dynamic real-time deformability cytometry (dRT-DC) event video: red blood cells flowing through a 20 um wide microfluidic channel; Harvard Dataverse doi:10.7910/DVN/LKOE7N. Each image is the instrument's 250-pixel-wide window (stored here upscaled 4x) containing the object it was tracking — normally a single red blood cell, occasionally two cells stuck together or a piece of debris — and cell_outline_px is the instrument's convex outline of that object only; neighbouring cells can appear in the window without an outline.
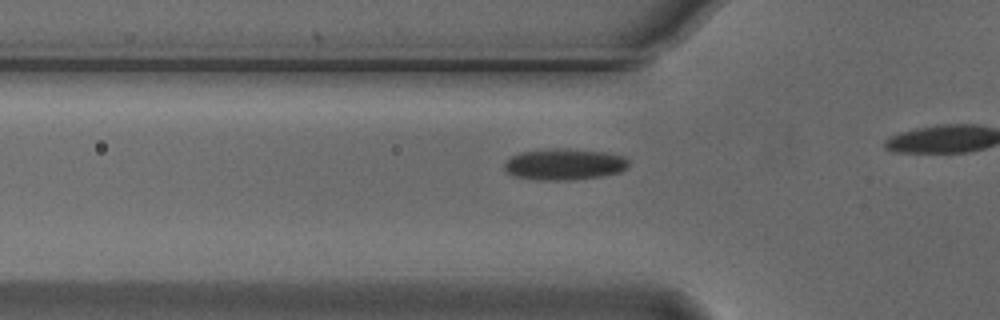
{"species": "Egyptian fruit bat (a non-hibernating species)", "species_latin": "Rousettus aegyptiacus", "temperature_condition": "cold", "stored_images_in_passage": 19, "camera_frame_rate_fps": 3000, "um_per_image_px": 0.085, "animal": {"sex": "male"}, "frame": {"image": 1, "passage_image": 14, "time_ms": 4.333, "image_size_px": [1000, 320], "cell_outline_px": [[628, 168], [620, 172], [604, 176], [568, 180], [536, 180], [512, 176], [504, 168], [504, 164], [512, 156], [520, 152], [548, 148], [564, 148], [604, 152], [624, 156], [628, 160]], "centroid_in_image_um": [47.97, 13.96], "position_along_channel_um": 77.8, "area_um2": 22.89}}